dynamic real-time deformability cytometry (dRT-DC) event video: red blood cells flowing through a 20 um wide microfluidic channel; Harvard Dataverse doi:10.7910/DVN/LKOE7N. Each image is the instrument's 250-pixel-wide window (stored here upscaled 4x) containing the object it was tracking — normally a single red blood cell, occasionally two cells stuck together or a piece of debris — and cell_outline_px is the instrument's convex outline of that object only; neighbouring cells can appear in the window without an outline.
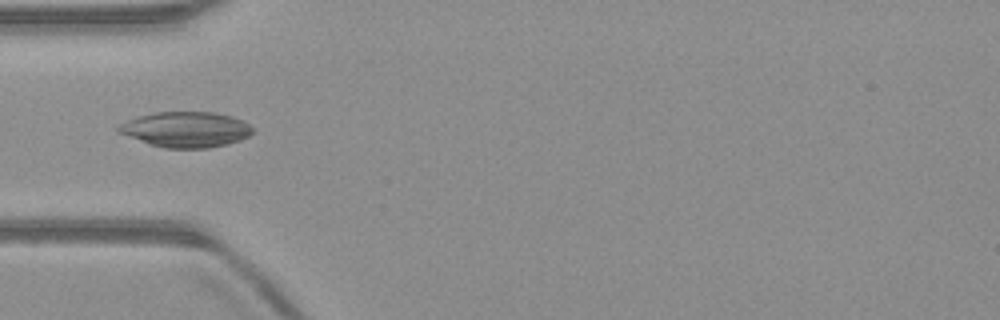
{"species": "common noctule bat (a hibernating species)", "species_latin": "Nyctalus noctula", "temperature_condition": "warm", "stored_images_in_passage": 51, "camera_frame_rate_fps": 3000, "um_per_image_px": 0.085, "animal": {"sex": "male", "body_mass_g": 23.1, "forearm_length_mm": 52.7}, "frame": {"image": 1, "passage_image": 16, "time_ms": 5.0, "image_size_px": [1000, 320], "cell_outline_px": [[252, 132], [248, 136], [240, 140], [228, 144], [208, 148], [164, 148], [148, 144], [116, 132], [116, 128], [120, 124], [128, 120], [140, 116], [156, 112], [216, 112], [232, 116], [244, 120], [252, 128]], "centroid_in_image_um": [15.79, 11.01], "position_along_channel_um": 69.2, "area_um2": 27.86}}
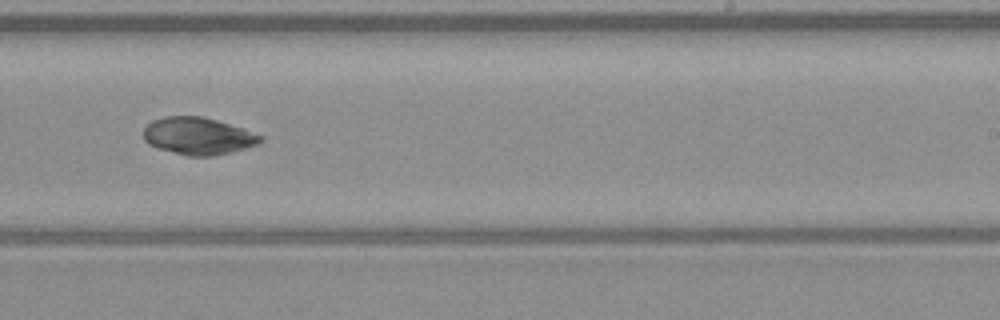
{"frame": {"image": 2, "passage_image": 31, "time_ms": 10.0, "image_size_px": [1000, 320], "cell_outline_px": [[264, 140], [260, 144], [232, 152], [212, 156], [188, 156], [156, 148], [148, 144], [144, 140], [144, 128], [152, 120], [164, 116], [200, 116], [216, 120], [244, 128], [264, 136]], "centroid_in_image_um": [16.86, 11.57], "position_along_channel_um": 272.1, "area_um2": 25.66}}
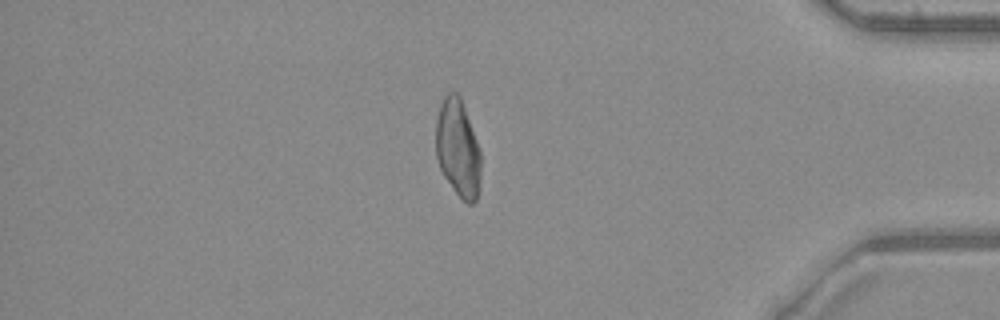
{"frame": {"image": 3, "passage_image": 43, "time_ms": 14.0, "image_size_px": [1000, 320], "cell_outline_px": [[480, 184], [476, 200], [472, 204], [468, 204], [456, 192], [444, 176], [440, 168], [436, 156], [436, 120], [440, 104], [444, 96], [448, 92], [456, 92], [460, 96], [476, 140], [480, 152]], "centroid_in_image_um": [38.91, 12.59], "position_along_channel_um": 396.3, "area_um2": 25.32}, "authors_computed_cell_mechanics": {"area_um2": 26.588, "velocity_mm_per_s": 4.0411, "shape_relaxation_time_tau1_ms": null, "shape_relaxation_time_tau2_ms": 4.8376, "deformation_change_tau1": null, "deformation_change_tau2": 0.0644}}